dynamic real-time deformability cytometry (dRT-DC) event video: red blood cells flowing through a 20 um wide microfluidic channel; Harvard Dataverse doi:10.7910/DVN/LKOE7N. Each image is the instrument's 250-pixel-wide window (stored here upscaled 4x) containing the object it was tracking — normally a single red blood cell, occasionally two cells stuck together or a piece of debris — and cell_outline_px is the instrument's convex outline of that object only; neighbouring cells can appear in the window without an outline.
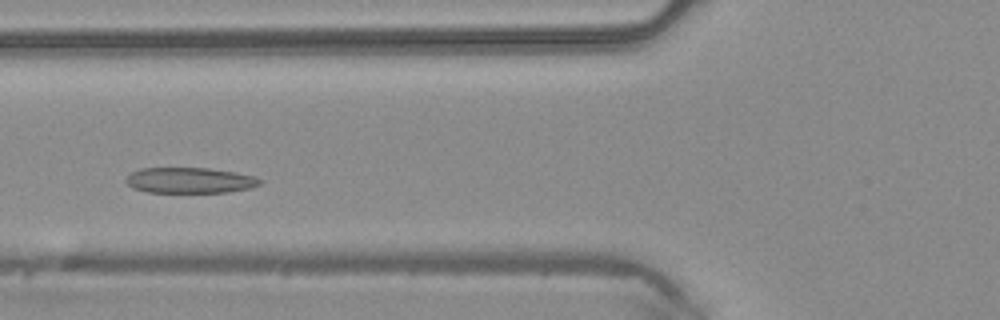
{"species": "common noctule bat (a hibernating species)", "species_latin": "Nyctalus noctula", "temperature_condition": "warm", "stored_images_in_passage": 38, "segment_of_instrument_passage": [1, 2], "camera_frame_rate_fps": 3000, "um_per_image_px": 0.085, "animal": {"sex": "male", "body_mass_g": 20.4}, "frame": {"image": 1, "passage_image": 8, "time_ms": 2.333, "image_size_px": [1000, 320], "cell_outline_px": [[264, 180], [260, 184], [252, 188], [228, 192], [148, 192], [132, 188], [124, 180], [132, 172], [140, 168], [208, 168], [236, 172], [252, 176]], "centroid_in_image_um": [16.14, 15.33], "position_along_channel_um": 109.7, "area_um2": 20.06}}
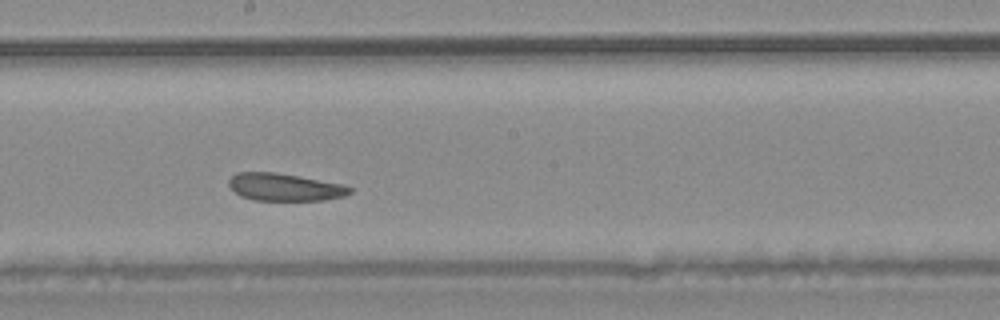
{"frame": {"image": 2, "passage_image": 16, "time_ms": 5.0, "image_size_px": [1000, 320], "cell_outline_px": [[352, 192], [344, 196], [324, 200], [252, 200], [240, 196], [228, 184], [228, 180], [236, 172], [276, 172], [344, 184], [352, 188]], "centroid_in_image_um": [24.2, 15.9], "position_along_channel_um": 224.0, "area_um2": 19.42}}
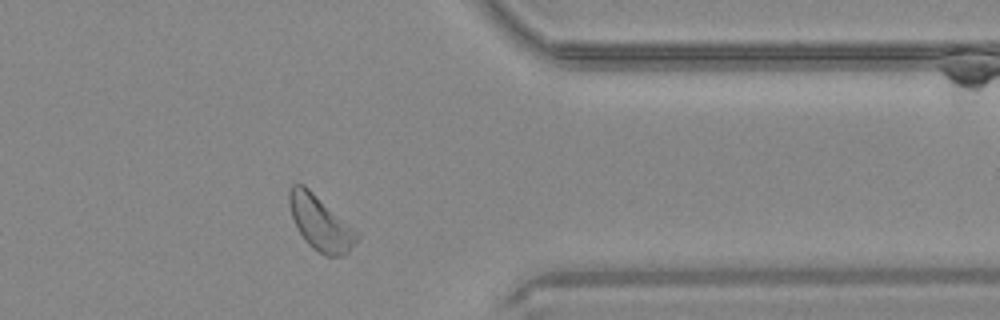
{"frame": {"image": 3, "passage_image": 28, "time_ms": 9.0, "image_size_px": [1000, 320], "cell_outline_px": [[360, 236], [348, 252], [344, 256], [324, 256], [312, 248], [304, 240], [296, 228], [288, 204], [288, 188], [292, 184], [304, 184], [360, 232]], "centroid_in_image_um": [27.23, 18.95], "position_along_channel_um": 384.2, "area_um2": 21.96}}